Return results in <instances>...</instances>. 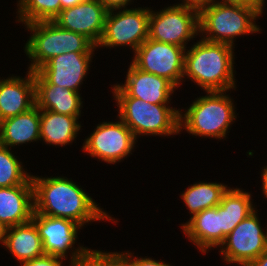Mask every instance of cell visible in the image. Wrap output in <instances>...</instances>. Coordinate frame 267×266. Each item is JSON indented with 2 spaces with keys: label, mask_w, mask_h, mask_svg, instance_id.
<instances>
[{
  "label": "cell",
  "mask_w": 267,
  "mask_h": 266,
  "mask_svg": "<svg viewBox=\"0 0 267 266\" xmlns=\"http://www.w3.org/2000/svg\"><path fill=\"white\" fill-rule=\"evenodd\" d=\"M79 119L81 117L40 109V143L62 149L77 143V137L83 130Z\"/></svg>",
  "instance_id": "ffe728a7"
},
{
  "label": "cell",
  "mask_w": 267,
  "mask_h": 266,
  "mask_svg": "<svg viewBox=\"0 0 267 266\" xmlns=\"http://www.w3.org/2000/svg\"><path fill=\"white\" fill-rule=\"evenodd\" d=\"M107 11L99 0H85L61 10L53 21L63 29L86 36L97 46L103 35Z\"/></svg>",
  "instance_id": "9a60e30c"
},
{
  "label": "cell",
  "mask_w": 267,
  "mask_h": 266,
  "mask_svg": "<svg viewBox=\"0 0 267 266\" xmlns=\"http://www.w3.org/2000/svg\"><path fill=\"white\" fill-rule=\"evenodd\" d=\"M262 15L253 7L216 1L199 13V36L236 48L239 38L262 34ZM257 20V21H256Z\"/></svg>",
  "instance_id": "277c9868"
},
{
  "label": "cell",
  "mask_w": 267,
  "mask_h": 266,
  "mask_svg": "<svg viewBox=\"0 0 267 266\" xmlns=\"http://www.w3.org/2000/svg\"><path fill=\"white\" fill-rule=\"evenodd\" d=\"M248 266H267V250L253 260Z\"/></svg>",
  "instance_id": "e575fe53"
},
{
  "label": "cell",
  "mask_w": 267,
  "mask_h": 266,
  "mask_svg": "<svg viewBox=\"0 0 267 266\" xmlns=\"http://www.w3.org/2000/svg\"><path fill=\"white\" fill-rule=\"evenodd\" d=\"M185 51L178 45L148 38L129 56L137 68L166 78L179 90L183 86Z\"/></svg>",
  "instance_id": "8fae6325"
},
{
  "label": "cell",
  "mask_w": 267,
  "mask_h": 266,
  "mask_svg": "<svg viewBox=\"0 0 267 266\" xmlns=\"http://www.w3.org/2000/svg\"><path fill=\"white\" fill-rule=\"evenodd\" d=\"M3 248L15 258L17 264L45 254L38 229L32 220L8 227Z\"/></svg>",
  "instance_id": "603a6c76"
},
{
  "label": "cell",
  "mask_w": 267,
  "mask_h": 266,
  "mask_svg": "<svg viewBox=\"0 0 267 266\" xmlns=\"http://www.w3.org/2000/svg\"><path fill=\"white\" fill-rule=\"evenodd\" d=\"M265 164H267V163H265ZM260 170H261V172L259 173L258 172V174H261L260 175V177H258V178H260V183H261V187H259V188H261V197H263L262 199H267V165H265V166H262V168L260 167ZM267 201V200H266Z\"/></svg>",
  "instance_id": "836d02e7"
},
{
  "label": "cell",
  "mask_w": 267,
  "mask_h": 266,
  "mask_svg": "<svg viewBox=\"0 0 267 266\" xmlns=\"http://www.w3.org/2000/svg\"><path fill=\"white\" fill-rule=\"evenodd\" d=\"M88 248L83 254L68 261L67 266H107V251Z\"/></svg>",
  "instance_id": "4316f807"
},
{
  "label": "cell",
  "mask_w": 267,
  "mask_h": 266,
  "mask_svg": "<svg viewBox=\"0 0 267 266\" xmlns=\"http://www.w3.org/2000/svg\"><path fill=\"white\" fill-rule=\"evenodd\" d=\"M16 151L0 144V187L33 183L31 170L25 167V162H22L24 160H21L19 155L16 156L18 150Z\"/></svg>",
  "instance_id": "484cf974"
},
{
  "label": "cell",
  "mask_w": 267,
  "mask_h": 266,
  "mask_svg": "<svg viewBox=\"0 0 267 266\" xmlns=\"http://www.w3.org/2000/svg\"><path fill=\"white\" fill-rule=\"evenodd\" d=\"M99 1L104 5V7L108 11L113 10V9L133 8L134 5H137V4H133V3H137V0L136 1L135 0H99Z\"/></svg>",
  "instance_id": "d6a6232c"
},
{
  "label": "cell",
  "mask_w": 267,
  "mask_h": 266,
  "mask_svg": "<svg viewBox=\"0 0 267 266\" xmlns=\"http://www.w3.org/2000/svg\"><path fill=\"white\" fill-rule=\"evenodd\" d=\"M96 54V52L60 54L51 58L36 72L49 84L80 92L91 72V65L95 62L93 58L96 57Z\"/></svg>",
  "instance_id": "5bb4252c"
},
{
  "label": "cell",
  "mask_w": 267,
  "mask_h": 266,
  "mask_svg": "<svg viewBox=\"0 0 267 266\" xmlns=\"http://www.w3.org/2000/svg\"><path fill=\"white\" fill-rule=\"evenodd\" d=\"M66 263L68 262L60 257L44 254L18 264V266H67Z\"/></svg>",
  "instance_id": "83f0119b"
},
{
  "label": "cell",
  "mask_w": 267,
  "mask_h": 266,
  "mask_svg": "<svg viewBox=\"0 0 267 266\" xmlns=\"http://www.w3.org/2000/svg\"><path fill=\"white\" fill-rule=\"evenodd\" d=\"M241 186H230L223 194L221 202L216 206L220 212L221 244L238 223L258 208L257 202L254 201L255 199H252L254 197L252 191H246Z\"/></svg>",
  "instance_id": "7402d4cb"
},
{
  "label": "cell",
  "mask_w": 267,
  "mask_h": 266,
  "mask_svg": "<svg viewBox=\"0 0 267 266\" xmlns=\"http://www.w3.org/2000/svg\"><path fill=\"white\" fill-rule=\"evenodd\" d=\"M179 226L180 232L203 256L221 245L220 212L216 207L199 212Z\"/></svg>",
  "instance_id": "e0dca14e"
},
{
  "label": "cell",
  "mask_w": 267,
  "mask_h": 266,
  "mask_svg": "<svg viewBox=\"0 0 267 266\" xmlns=\"http://www.w3.org/2000/svg\"><path fill=\"white\" fill-rule=\"evenodd\" d=\"M235 91L237 90L201 92L205 95L200 94L187 107H181L180 134L186 131L194 138L227 140L232 125L240 117L236 111L237 101L230 95Z\"/></svg>",
  "instance_id": "3957f363"
},
{
  "label": "cell",
  "mask_w": 267,
  "mask_h": 266,
  "mask_svg": "<svg viewBox=\"0 0 267 266\" xmlns=\"http://www.w3.org/2000/svg\"><path fill=\"white\" fill-rule=\"evenodd\" d=\"M32 221L38 229L45 254L68 262L83 254L89 247L78 243V235L84 228L72 220L34 212Z\"/></svg>",
  "instance_id": "7c38bea8"
},
{
  "label": "cell",
  "mask_w": 267,
  "mask_h": 266,
  "mask_svg": "<svg viewBox=\"0 0 267 266\" xmlns=\"http://www.w3.org/2000/svg\"><path fill=\"white\" fill-rule=\"evenodd\" d=\"M259 210L238 223L217 249L223 265L248 266L267 250V223L261 224Z\"/></svg>",
  "instance_id": "30bf717a"
},
{
  "label": "cell",
  "mask_w": 267,
  "mask_h": 266,
  "mask_svg": "<svg viewBox=\"0 0 267 266\" xmlns=\"http://www.w3.org/2000/svg\"><path fill=\"white\" fill-rule=\"evenodd\" d=\"M15 4L17 25L53 21L62 10L60 0H16Z\"/></svg>",
  "instance_id": "d4e9b609"
},
{
  "label": "cell",
  "mask_w": 267,
  "mask_h": 266,
  "mask_svg": "<svg viewBox=\"0 0 267 266\" xmlns=\"http://www.w3.org/2000/svg\"><path fill=\"white\" fill-rule=\"evenodd\" d=\"M173 264V265H172ZM131 266H175L174 263L166 262L163 259H156L153 256H139L131 252Z\"/></svg>",
  "instance_id": "f546056e"
},
{
  "label": "cell",
  "mask_w": 267,
  "mask_h": 266,
  "mask_svg": "<svg viewBox=\"0 0 267 266\" xmlns=\"http://www.w3.org/2000/svg\"><path fill=\"white\" fill-rule=\"evenodd\" d=\"M83 1H85V0H60V3H61V8L63 10V9L75 6L78 3H81Z\"/></svg>",
  "instance_id": "d590c367"
},
{
  "label": "cell",
  "mask_w": 267,
  "mask_h": 266,
  "mask_svg": "<svg viewBox=\"0 0 267 266\" xmlns=\"http://www.w3.org/2000/svg\"><path fill=\"white\" fill-rule=\"evenodd\" d=\"M198 39L186 48L183 84L190 81L201 92L236 90L235 48Z\"/></svg>",
  "instance_id": "7a4b0ae2"
},
{
  "label": "cell",
  "mask_w": 267,
  "mask_h": 266,
  "mask_svg": "<svg viewBox=\"0 0 267 266\" xmlns=\"http://www.w3.org/2000/svg\"><path fill=\"white\" fill-rule=\"evenodd\" d=\"M228 185L224 182L205 179L195 181L193 184L187 185L185 190L180 191L179 198L190 214L187 221L205 209L216 207L221 202L223 194L231 186Z\"/></svg>",
  "instance_id": "cb8c5ba5"
},
{
  "label": "cell",
  "mask_w": 267,
  "mask_h": 266,
  "mask_svg": "<svg viewBox=\"0 0 267 266\" xmlns=\"http://www.w3.org/2000/svg\"><path fill=\"white\" fill-rule=\"evenodd\" d=\"M7 75V78L0 77L1 121L27 112L36 105L34 72L27 70L25 76Z\"/></svg>",
  "instance_id": "2e32d148"
},
{
  "label": "cell",
  "mask_w": 267,
  "mask_h": 266,
  "mask_svg": "<svg viewBox=\"0 0 267 266\" xmlns=\"http://www.w3.org/2000/svg\"><path fill=\"white\" fill-rule=\"evenodd\" d=\"M107 266H131V251H107Z\"/></svg>",
  "instance_id": "f1b7e54d"
},
{
  "label": "cell",
  "mask_w": 267,
  "mask_h": 266,
  "mask_svg": "<svg viewBox=\"0 0 267 266\" xmlns=\"http://www.w3.org/2000/svg\"><path fill=\"white\" fill-rule=\"evenodd\" d=\"M0 137H1V120H0Z\"/></svg>",
  "instance_id": "74e56055"
},
{
  "label": "cell",
  "mask_w": 267,
  "mask_h": 266,
  "mask_svg": "<svg viewBox=\"0 0 267 266\" xmlns=\"http://www.w3.org/2000/svg\"><path fill=\"white\" fill-rule=\"evenodd\" d=\"M7 227L0 222V245L3 248Z\"/></svg>",
  "instance_id": "8d00e7d4"
},
{
  "label": "cell",
  "mask_w": 267,
  "mask_h": 266,
  "mask_svg": "<svg viewBox=\"0 0 267 266\" xmlns=\"http://www.w3.org/2000/svg\"><path fill=\"white\" fill-rule=\"evenodd\" d=\"M150 6H134L133 8L113 9L107 11L102 38L96 48L115 49L128 48L133 54L148 39Z\"/></svg>",
  "instance_id": "ba28073f"
},
{
  "label": "cell",
  "mask_w": 267,
  "mask_h": 266,
  "mask_svg": "<svg viewBox=\"0 0 267 266\" xmlns=\"http://www.w3.org/2000/svg\"><path fill=\"white\" fill-rule=\"evenodd\" d=\"M34 81L36 106L39 109L75 117L84 116L82 110L85 107V99L81 96L82 91L76 92L49 84L36 71H34Z\"/></svg>",
  "instance_id": "ac0fdd59"
},
{
  "label": "cell",
  "mask_w": 267,
  "mask_h": 266,
  "mask_svg": "<svg viewBox=\"0 0 267 266\" xmlns=\"http://www.w3.org/2000/svg\"><path fill=\"white\" fill-rule=\"evenodd\" d=\"M100 120L102 122L96 123L92 127H95L93 131L82 139L80 147L83 154L100 163H106L107 166L123 163L124 159L127 160V157H131L130 155L136 151L138 140L118 116L111 121Z\"/></svg>",
  "instance_id": "52a82bcc"
},
{
  "label": "cell",
  "mask_w": 267,
  "mask_h": 266,
  "mask_svg": "<svg viewBox=\"0 0 267 266\" xmlns=\"http://www.w3.org/2000/svg\"><path fill=\"white\" fill-rule=\"evenodd\" d=\"M29 36L24 43L27 69L36 71L51 58L70 52H97L96 45L86 36L57 25L54 21H40L22 25Z\"/></svg>",
  "instance_id": "5b68a950"
},
{
  "label": "cell",
  "mask_w": 267,
  "mask_h": 266,
  "mask_svg": "<svg viewBox=\"0 0 267 266\" xmlns=\"http://www.w3.org/2000/svg\"><path fill=\"white\" fill-rule=\"evenodd\" d=\"M228 4H240L255 8L262 16H265L267 0H217ZM265 9V10H264ZM264 14V15H263Z\"/></svg>",
  "instance_id": "4dcf8cb0"
},
{
  "label": "cell",
  "mask_w": 267,
  "mask_h": 266,
  "mask_svg": "<svg viewBox=\"0 0 267 266\" xmlns=\"http://www.w3.org/2000/svg\"><path fill=\"white\" fill-rule=\"evenodd\" d=\"M129 63L127 72L124 71L125 80L109 84L111 97H135L151 104H173L178 89L170 81Z\"/></svg>",
  "instance_id": "4fadbf2b"
},
{
  "label": "cell",
  "mask_w": 267,
  "mask_h": 266,
  "mask_svg": "<svg viewBox=\"0 0 267 266\" xmlns=\"http://www.w3.org/2000/svg\"><path fill=\"white\" fill-rule=\"evenodd\" d=\"M34 213L33 183L0 187V222L7 228L27 223Z\"/></svg>",
  "instance_id": "d6986e66"
},
{
  "label": "cell",
  "mask_w": 267,
  "mask_h": 266,
  "mask_svg": "<svg viewBox=\"0 0 267 266\" xmlns=\"http://www.w3.org/2000/svg\"><path fill=\"white\" fill-rule=\"evenodd\" d=\"M175 0V4L185 6L186 8L193 9L200 13L204 8L209 7L212 3L217 0Z\"/></svg>",
  "instance_id": "1f68e13d"
},
{
  "label": "cell",
  "mask_w": 267,
  "mask_h": 266,
  "mask_svg": "<svg viewBox=\"0 0 267 266\" xmlns=\"http://www.w3.org/2000/svg\"><path fill=\"white\" fill-rule=\"evenodd\" d=\"M111 99L115 103L116 116L131 129L137 140L143 136L164 139L180 136V108L177 104H151L135 97Z\"/></svg>",
  "instance_id": "8992f818"
},
{
  "label": "cell",
  "mask_w": 267,
  "mask_h": 266,
  "mask_svg": "<svg viewBox=\"0 0 267 266\" xmlns=\"http://www.w3.org/2000/svg\"><path fill=\"white\" fill-rule=\"evenodd\" d=\"M156 9L150 6L148 38L186 49L199 37L197 11L175 3Z\"/></svg>",
  "instance_id": "9c48e42d"
},
{
  "label": "cell",
  "mask_w": 267,
  "mask_h": 266,
  "mask_svg": "<svg viewBox=\"0 0 267 266\" xmlns=\"http://www.w3.org/2000/svg\"><path fill=\"white\" fill-rule=\"evenodd\" d=\"M34 188V212L41 215L72 220L80 226L87 227L96 222L118 224L119 219L113 217L106 208H101L92 194L67 176H31ZM101 221V222H100Z\"/></svg>",
  "instance_id": "6da1fadb"
},
{
  "label": "cell",
  "mask_w": 267,
  "mask_h": 266,
  "mask_svg": "<svg viewBox=\"0 0 267 266\" xmlns=\"http://www.w3.org/2000/svg\"><path fill=\"white\" fill-rule=\"evenodd\" d=\"M33 142L40 143V109L36 105L27 112L1 121L0 144L14 150L27 144L34 145Z\"/></svg>",
  "instance_id": "44dd1931"
}]
</instances>
